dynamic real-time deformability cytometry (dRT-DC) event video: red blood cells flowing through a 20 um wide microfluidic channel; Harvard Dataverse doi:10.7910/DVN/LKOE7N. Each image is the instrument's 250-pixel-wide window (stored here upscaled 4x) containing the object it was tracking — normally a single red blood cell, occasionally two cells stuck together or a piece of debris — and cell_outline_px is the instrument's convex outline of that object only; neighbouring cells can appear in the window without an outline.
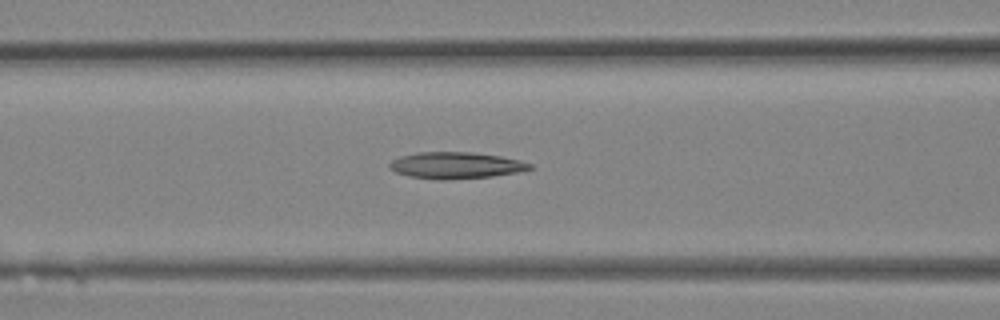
{"species": "Egyptian fruit bat (a non-hibernating species)", "species_latin": "Rousettus aegyptiacus", "temperature_condition": "room temperature", "stored_images_in_passage": 16, "camera_frame_rate_fps": 3000, "um_per_image_px": 0.085, "animal": {"sex": "female"}, "frame": {"image": 1, "passage_image": 12, "time_ms": 3.667, "image_size_px": [1000, 320], "cell_outline_px": [[532, 168], [516, 172], [492, 176], [444, 180], [440, 180], [408, 176], [396, 172], [388, 168], [388, 164], [392, 160], [400, 156], [416, 152], [472, 152], [500, 156], [532, 164]], "centroid_in_image_um": [38.67, 14.05], "position_along_channel_um": 127.9, "area_um2": 21.56}}
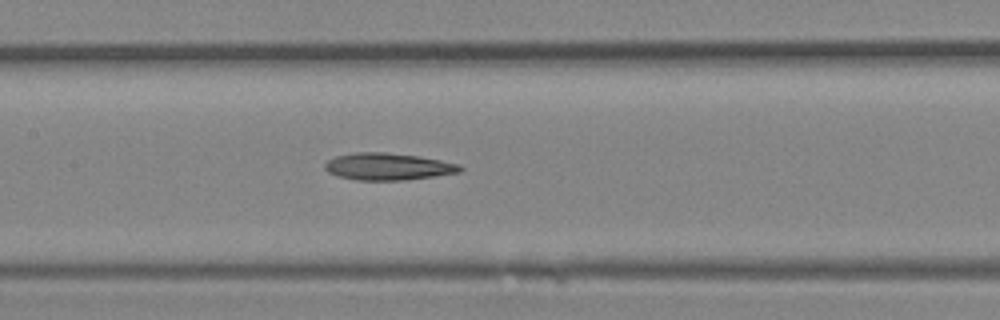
{"frame": {"image": 2, "passage_image": 14, "time_ms": 4.333, "image_size_px": [1000, 320], "cell_outline_px": [[464, 168], [460, 172], [404, 180], [356, 180], [336, 176], [328, 172], [324, 168], [324, 164], [328, 160], [336, 156], [356, 152], [384, 152], [416, 156], [440, 160], [460, 164]], "centroid_in_image_um": [32.95, 14.16], "position_along_channel_um": 174.5, "area_um2": 21.21}}
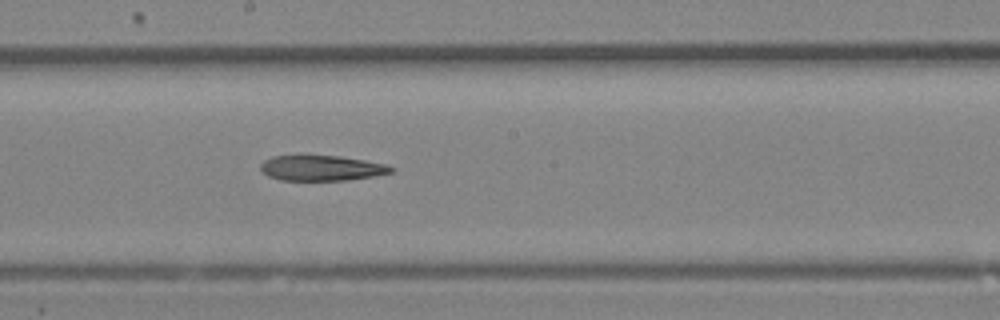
{"frame": {"image": 3, "passage_image": 16, "time_ms": 5.0, "image_size_px": [1000, 320], "cell_outline_px": [[396, 168], [392, 172], [372, 176], [348, 180], [280, 180], [268, 176], [260, 168], [260, 164], [264, 160], [272, 156], [340, 156], [388, 164]], "centroid_in_image_um": [27.35, 14.28], "position_along_channel_um": 220.8, "area_um2": 19.19}}